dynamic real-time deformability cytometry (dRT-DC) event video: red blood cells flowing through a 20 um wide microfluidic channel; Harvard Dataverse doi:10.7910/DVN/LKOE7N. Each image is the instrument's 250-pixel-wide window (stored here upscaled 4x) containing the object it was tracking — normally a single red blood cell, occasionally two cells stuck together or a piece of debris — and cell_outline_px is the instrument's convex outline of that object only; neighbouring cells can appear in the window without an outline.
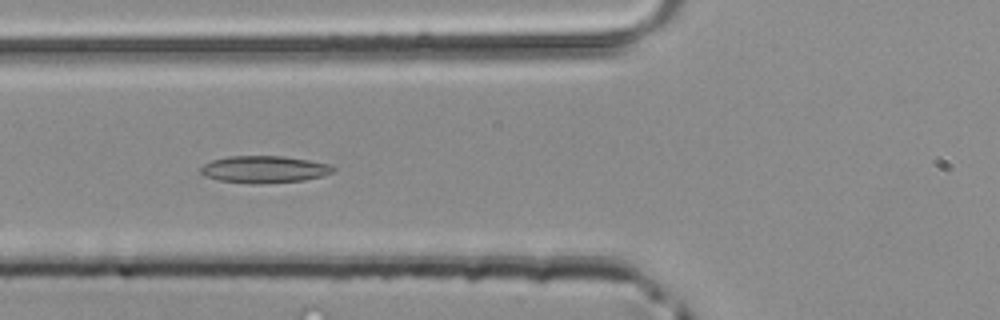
{"species": "common noctule bat (a hibernating species)", "species_latin": "Nyctalus noctula", "temperature_condition": "room temperature", "stored_images_in_passage": 35, "camera_frame_rate_fps": 3000, "um_per_image_px": 0.085, "animal": {"sex": "male", "body_mass_g": 20.4}, "frame": {"image": 1, "passage_image": 6, "time_ms": 1.667, "image_size_px": [1000, 320], "cell_outline_px": [[336, 168], [332, 172], [324, 176], [304, 180], [256, 184], [252, 184], [216, 180], [204, 176], [200, 172], [200, 168], [204, 164], [212, 160], [228, 156], [284, 156], [332, 164]], "centroid_in_image_um": [22.46, 14.4], "position_along_channel_um": 103.3, "area_um2": 21.1}}
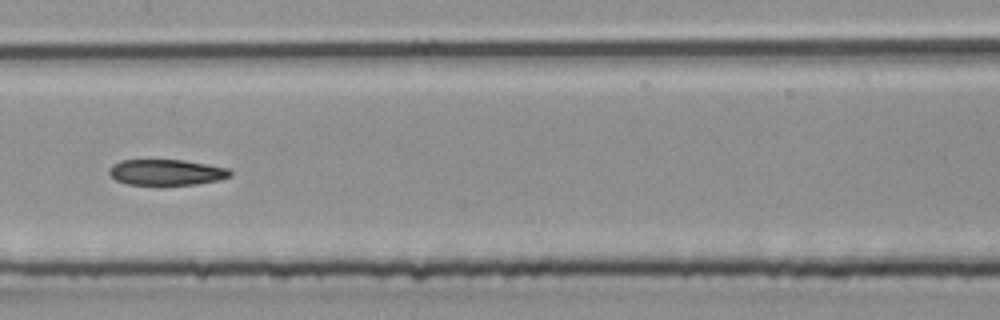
{"frame": {"image": 2, "passage_image": 12, "time_ms": 3.667, "image_size_px": [1000, 320], "cell_outline_px": [[232, 176], [220, 180], [196, 184], [160, 188], [128, 184], [116, 180], [108, 172], [108, 168], [112, 164], [120, 160], [184, 160], [228, 168], [232, 172]], "centroid_in_image_um": [14.13, 14.69], "position_along_channel_um": 193.3, "area_um2": 19.13}}
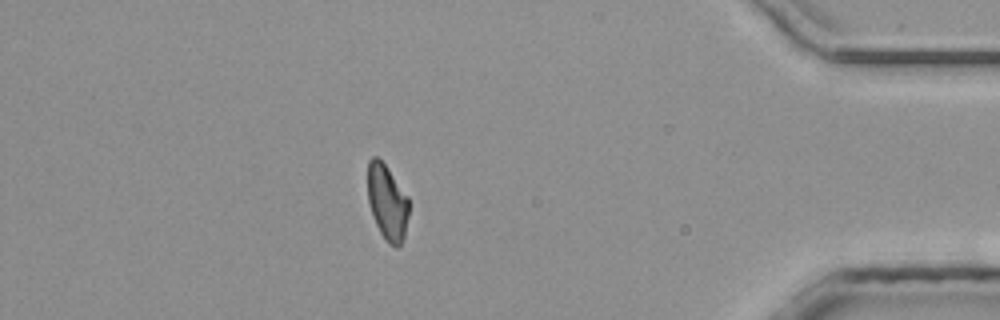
{"frame": {"image": 3, "passage_image": 29, "time_ms": 9.333, "image_size_px": [1000, 320], "cell_outline_px": [[408, 216], [404, 236], [400, 244], [396, 248], [388, 244], [380, 232], [376, 224], [368, 204], [368, 160], [372, 156], [376, 156], [384, 164], [408, 196]], "centroid_in_image_um": [32.9, 17.21], "position_along_channel_um": 402.3, "area_um2": 17.98}}